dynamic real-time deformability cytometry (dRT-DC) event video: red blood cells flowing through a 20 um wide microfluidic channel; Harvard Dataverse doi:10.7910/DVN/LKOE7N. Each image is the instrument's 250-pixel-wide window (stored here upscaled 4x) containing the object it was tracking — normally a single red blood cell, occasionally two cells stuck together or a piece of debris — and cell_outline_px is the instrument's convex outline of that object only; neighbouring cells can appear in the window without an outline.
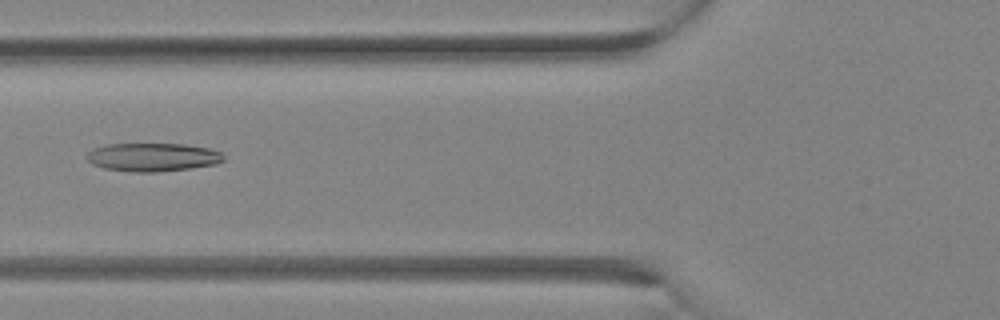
{"species": "Egyptian fruit bat (a non-hibernating species)", "species_latin": "Rousettus aegyptiacus", "temperature_condition": "room temperature", "stored_images_in_passage": 21, "camera_frame_rate_fps": 3000, "um_per_image_px": 0.085, "animal": {"sex": "female"}, "frame": {"image": 1, "passage_image": 11, "time_ms": 3.333, "image_size_px": [1000, 320], "cell_outline_px": [[224, 160], [216, 164], [192, 168], [156, 172], [132, 172], [104, 168], [92, 164], [88, 160], [88, 152], [92, 148], [108, 144], [184, 144], [208, 148], [220, 152], [224, 156]], "centroid_in_image_um": [12.98, 13.36], "position_along_channel_um": 112.8, "area_um2": 22.6}}
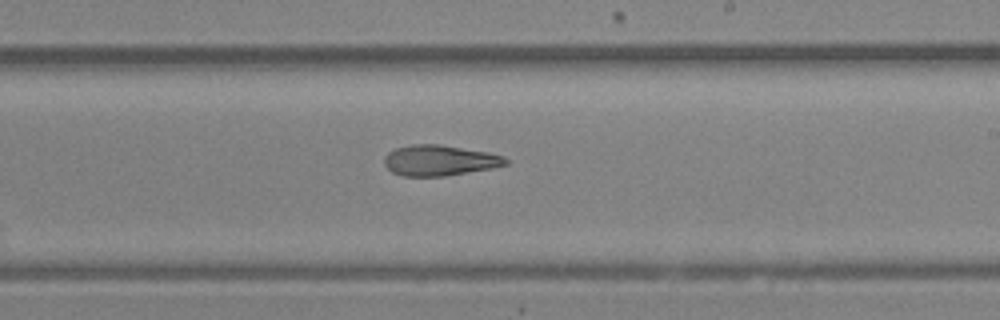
{"frame": {"image": 2, "passage_image": 17, "time_ms": 5.333, "image_size_px": [1000, 320], "cell_outline_px": [[508, 164], [492, 168], [444, 176], [400, 176], [392, 172], [384, 164], [384, 156], [388, 152], [396, 148], [412, 144], [440, 144], [488, 152], [504, 156], [508, 160]], "centroid_in_image_um": [37.35, 13.63], "position_along_channel_um": 251.7, "area_um2": 21.73}}
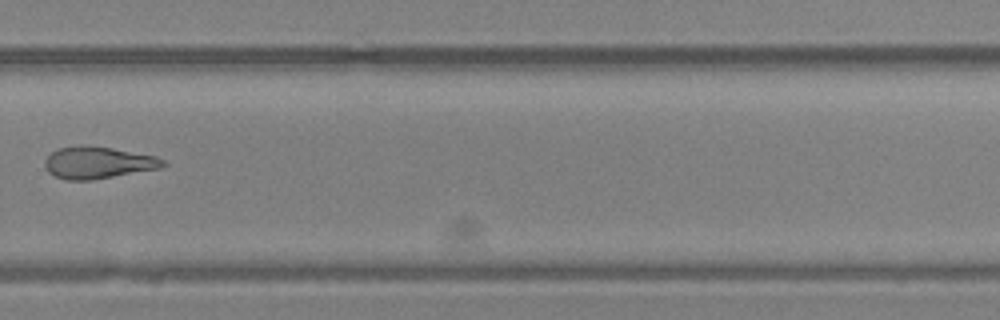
{"frame": {"image": 3, "passage_image": 20, "time_ms": 6.333, "image_size_px": [1000, 320], "cell_outline_px": [[168, 164], [160, 168], [92, 180], [64, 180], [48, 172], [44, 164], [44, 160], [52, 152], [60, 148], [80, 144], [84, 144], [112, 148], [156, 156], [164, 160]], "centroid_in_image_um": [8.32, 13.82], "position_along_channel_um": 321.5, "area_um2": 22.08}}